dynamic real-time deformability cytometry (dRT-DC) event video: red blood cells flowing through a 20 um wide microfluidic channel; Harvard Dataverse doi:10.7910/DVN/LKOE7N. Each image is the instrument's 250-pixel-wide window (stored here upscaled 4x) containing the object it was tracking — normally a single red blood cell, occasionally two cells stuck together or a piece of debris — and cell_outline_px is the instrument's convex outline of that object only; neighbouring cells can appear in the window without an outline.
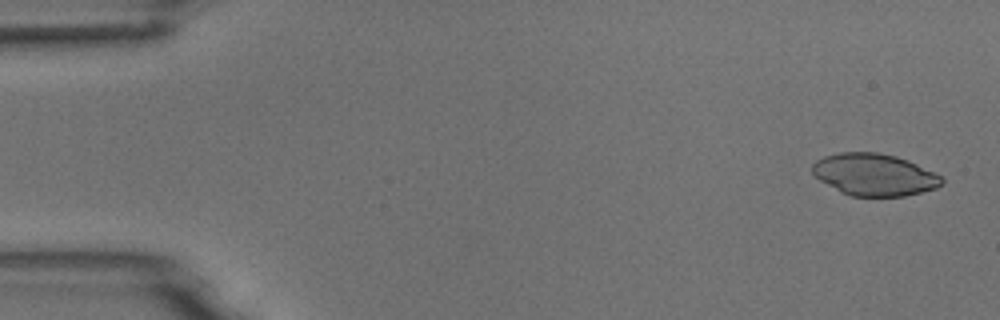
{"species": "common noctule bat (a hibernating species)", "species_latin": "Nyctalus noctula", "temperature_condition": "room temperature", "stored_images_in_passage": 9, "camera_frame_rate_fps": 3000, "um_per_image_px": 0.085, "animal": {"sex": "male", "body_mass_g": 18.8}, "frame": {"image": 1, "passage_image": 1, "time_ms": 0.0, "image_size_px": [1000, 320], "cell_outline_px": [[944, 180], [936, 188], [904, 196], [852, 196], [840, 192], [820, 180], [812, 172], [812, 164], [816, 160], [824, 156], [840, 152], [876, 152], [896, 156], [908, 160], [940, 176]], "centroid_in_image_um": [74.28, 14.84], "position_along_channel_um": 10.7, "area_um2": 31.44}}